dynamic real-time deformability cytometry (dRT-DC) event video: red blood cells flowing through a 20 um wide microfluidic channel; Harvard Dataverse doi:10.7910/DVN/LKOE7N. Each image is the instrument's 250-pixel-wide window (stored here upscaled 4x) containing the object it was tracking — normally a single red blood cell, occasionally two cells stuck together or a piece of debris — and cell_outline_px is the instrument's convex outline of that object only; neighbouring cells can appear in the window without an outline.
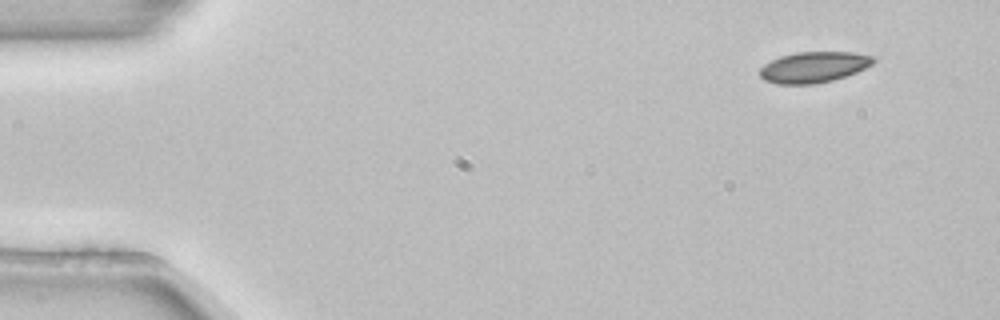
{"species": "common noctule bat (a hibernating species)", "species_latin": "Nyctalus noctula", "temperature_condition": "room temperature", "stored_images_in_passage": 3, "camera_frame_rate_fps": 3000, "um_per_image_px": 0.085, "animal": {"sex": "female", "body_mass_g": 22.7, "forearm_length_mm": 54.2}, "frame": {"image": 1, "passage_image": 1, "time_ms": 0.0, "image_size_px": [1000, 320], "cell_outline_px": [[876, 60], [872, 64], [856, 72], [832, 80], [816, 84], [776, 84], [764, 80], [760, 76], [760, 68], [764, 64], [780, 56], [796, 52], [852, 52], [876, 56]], "centroid_in_image_um": [69.17, 5.7], "position_along_channel_um": 15.8, "area_um2": 20.46}}